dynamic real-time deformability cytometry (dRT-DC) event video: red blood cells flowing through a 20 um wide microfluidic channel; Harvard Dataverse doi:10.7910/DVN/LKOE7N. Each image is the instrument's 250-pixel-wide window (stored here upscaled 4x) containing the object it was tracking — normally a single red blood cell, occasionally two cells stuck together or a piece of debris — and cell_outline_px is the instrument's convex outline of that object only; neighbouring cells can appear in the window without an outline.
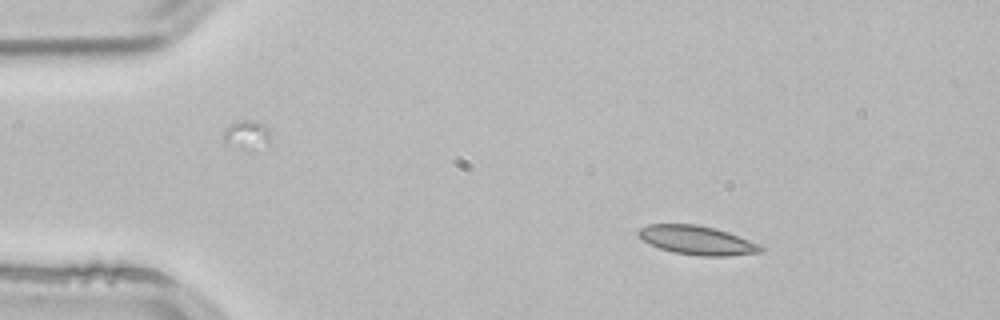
{"species": "common noctule bat (a hibernating species)", "species_latin": "Nyctalus noctula", "temperature_condition": "room temperature", "stored_images_in_passage": 3, "segment_of_instrument_passage": [1, 2], "camera_frame_rate_fps": 3000, "um_per_image_px": 0.085, "animal": {"sex": "male", "body_mass_g": 21.5, "forearm_length_mm": 52.0}, "frame": {"image": 1, "passage_image": 1, "time_ms": 0.0, "image_size_px": [1000, 320], "cell_outline_px": [[764, 248], [760, 252], [728, 256], [700, 256], [672, 252], [660, 248], [644, 240], [636, 232], [640, 228], [648, 224], [696, 224], [728, 232], [760, 244]], "centroid_in_image_um": [59.26, 20.42], "position_along_channel_um": 25.7, "area_um2": 20.4}}